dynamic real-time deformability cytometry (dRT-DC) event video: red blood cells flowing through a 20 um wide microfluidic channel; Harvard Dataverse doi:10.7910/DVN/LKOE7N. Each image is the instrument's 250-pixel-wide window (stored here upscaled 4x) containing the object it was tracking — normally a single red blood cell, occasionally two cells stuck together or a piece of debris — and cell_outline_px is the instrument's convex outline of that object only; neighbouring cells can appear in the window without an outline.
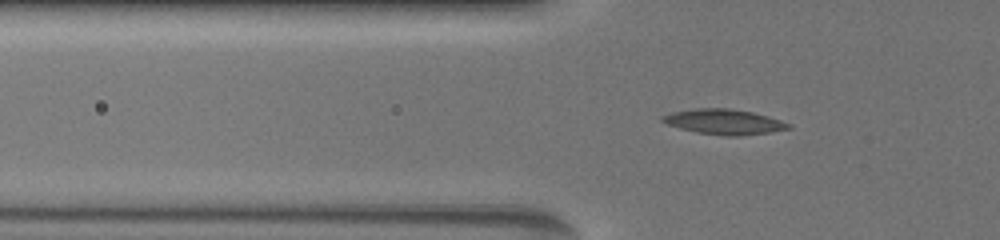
{"species": "common noctule bat (a hibernating species)", "species_latin": "Nyctalus noctula", "temperature_condition": "warm", "stored_images_in_passage": 28, "camera_frame_rate_fps": 3000, "um_per_image_px": 0.085, "animal": {"sex": "female", "body_mass_g": 19.5, "forearm_length_mm": 54.1}, "frame": {"image": 1, "passage_image": 4, "time_ms": 1.0, "image_size_px": [1000, 240], "cell_outline_px": [[792, 128], [772, 132], [740, 136], [724, 136], [696, 132], [680, 128], [668, 124], [660, 120], [660, 116], [672, 112], [696, 108], [728, 108], [752, 112], [768, 116], [792, 124]], "centroid_in_image_um": [61.56, 10.36], "position_along_channel_um": 64.2, "area_um2": 18.61}}
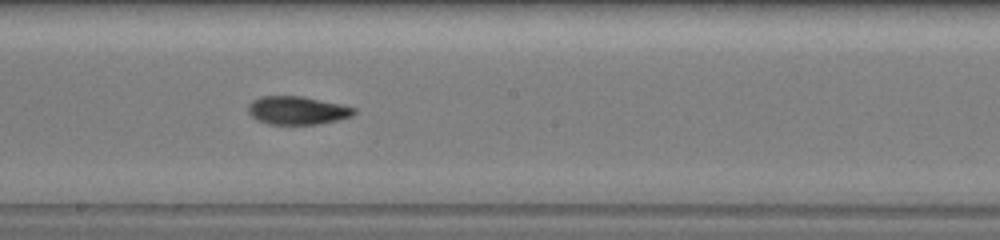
{"frame": {"image": 2, "passage_image": 13, "time_ms": 5.333, "image_size_px": [1000, 240], "cell_outline_px": [[356, 112], [352, 116], [320, 124], [268, 124], [256, 120], [248, 112], [248, 104], [252, 100], [260, 96], [304, 96], [340, 104], [356, 108]], "centroid_in_image_um": [25.25, 9.38], "position_along_channel_um": 223.0, "area_um2": 17.51}}
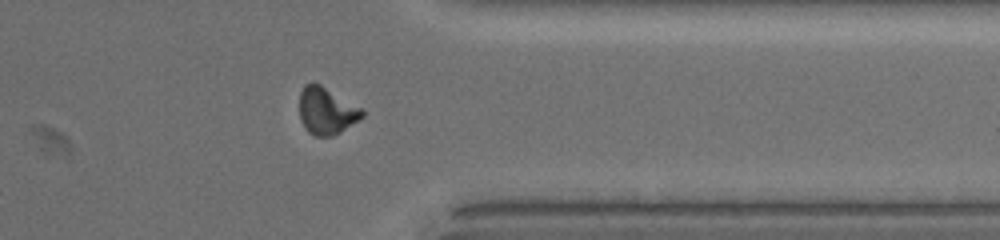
{"frame": {"image": 3, "passage_image": 24, "time_ms": 9.667, "image_size_px": [1000, 240], "cell_outline_px": [[364, 116], [340, 132], [332, 136], [316, 136], [308, 132], [304, 128], [300, 120], [300, 92], [304, 84], [312, 80], [320, 84], [364, 108]], "centroid_in_image_um": [27.75, 9.39], "position_along_channel_um": 383.7, "area_um2": 17.51}}